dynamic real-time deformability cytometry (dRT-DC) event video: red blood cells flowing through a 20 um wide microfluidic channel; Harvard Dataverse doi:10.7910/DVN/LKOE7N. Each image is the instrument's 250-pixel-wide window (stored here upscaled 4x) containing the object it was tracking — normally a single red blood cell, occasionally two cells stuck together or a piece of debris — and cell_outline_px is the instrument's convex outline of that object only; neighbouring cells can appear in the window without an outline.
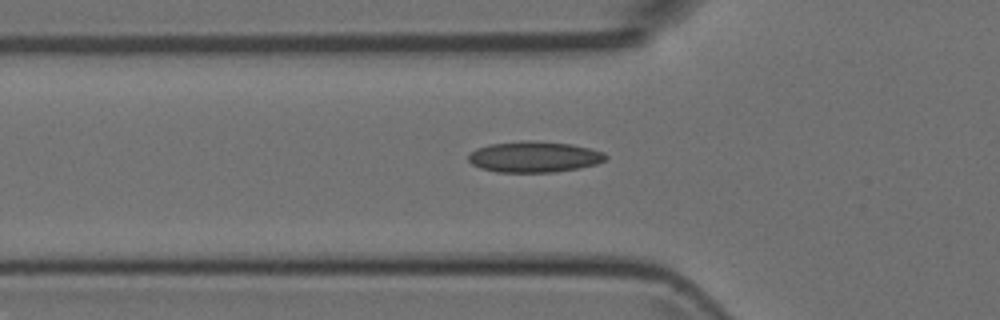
{"species": "Egyptian fruit bat (a non-hibernating species)", "species_latin": "Rousettus aegyptiacus", "temperature_condition": "room temperature", "stored_images_in_passage": 34, "camera_frame_rate_fps": 3000, "um_per_image_px": 0.085, "animal": {"sex": "female"}, "frame": {"image": 1, "passage_image": 5, "time_ms": 1.333, "image_size_px": [1000, 320], "cell_outline_px": [[608, 156], [604, 160], [596, 164], [580, 168], [552, 172], [496, 172], [480, 168], [472, 164], [468, 160], [468, 156], [476, 148], [488, 144], [520, 140], [528, 140], [572, 144], [604, 152]], "centroid_in_image_um": [45.38, 13.32], "position_along_channel_um": 80.4, "area_um2": 24.85}}
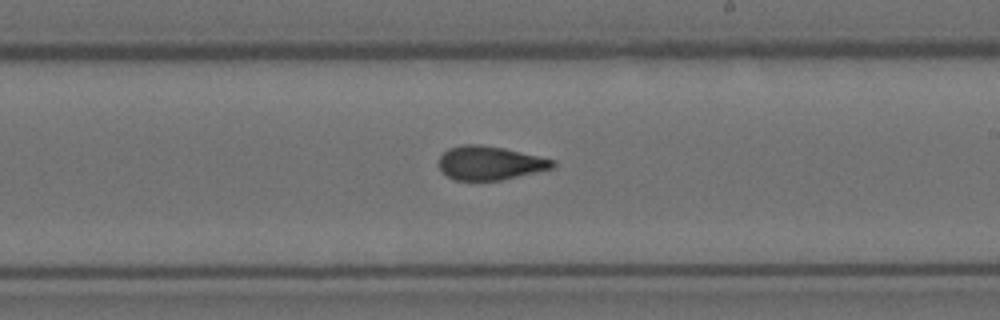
{"frame": {"image": 2, "passage_image": 17, "time_ms": 5.333, "image_size_px": [1000, 320], "cell_outline_px": [[556, 164], [552, 168], [500, 180], [456, 180], [448, 176], [440, 168], [440, 156], [448, 148], [464, 144], [480, 144], [504, 148], [556, 160]], "centroid_in_image_um": [41.65, 13.84], "position_along_channel_um": 247.4, "area_um2": 22.14}}
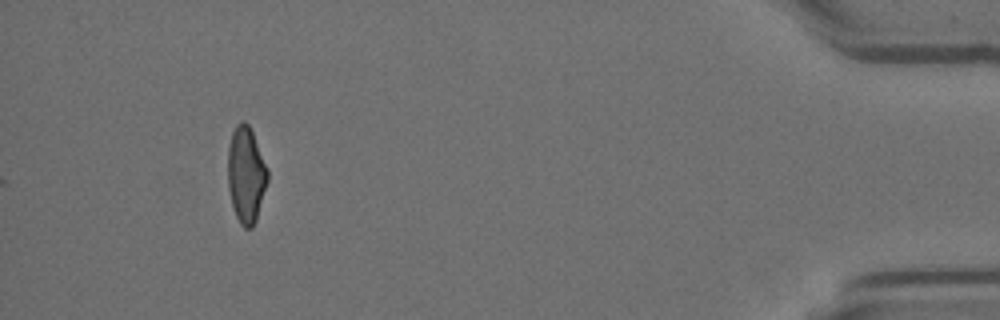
{"frame": {"image": 3, "passage_image": 34, "time_ms": 11.0, "image_size_px": [1000, 320], "cell_outline_px": [[268, 180], [256, 220], [252, 228], [244, 228], [240, 224], [236, 216], [232, 204], [228, 188], [228, 148], [232, 132], [236, 124], [240, 120], [244, 120], [248, 124], [252, 132], [268, 168]], "centroid_in_image_um": [20.91, 14.84], "position_along_channel_um": 414.3, "area_um2": 22.31}}